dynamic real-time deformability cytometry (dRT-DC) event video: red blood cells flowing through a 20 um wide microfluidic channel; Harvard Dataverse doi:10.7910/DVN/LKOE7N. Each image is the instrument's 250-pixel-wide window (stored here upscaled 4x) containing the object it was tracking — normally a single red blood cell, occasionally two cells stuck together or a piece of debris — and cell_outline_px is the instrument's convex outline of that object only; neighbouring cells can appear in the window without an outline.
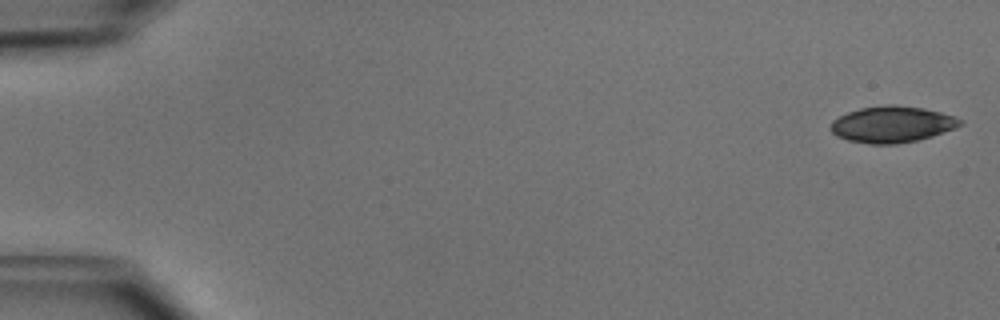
{"species": "common noctule bat (a hibernating species)", "species_latin": "Nyctalus noctula", "temperature_condition": "cold", "stored_images_in_passage": 50, "camera_frame_rate_fps": 3000, "um_per_image_px": 0.085, "animal": {"sex": "male", "body_mass_g": 15.6}, "frame": {"image": 1, "passage_image": 1, "time_ms": 0.0, "image_size_px": [1000, 320], "cell_outline_px": [[964, 124], [956, 128], [932, 136], [916, 140], [896, 144], [868, 144], [848, 140], [836, 136], [828, 128], [832, 120], [848, 112], [860, 108], [888, 104], [896, 104], [924, 108], [956, 116], [964, 120]], "centroid_in_image_um": [75.84, 10.56], "position_along_channel_um": 9.2, "area_um2": 27.74}}
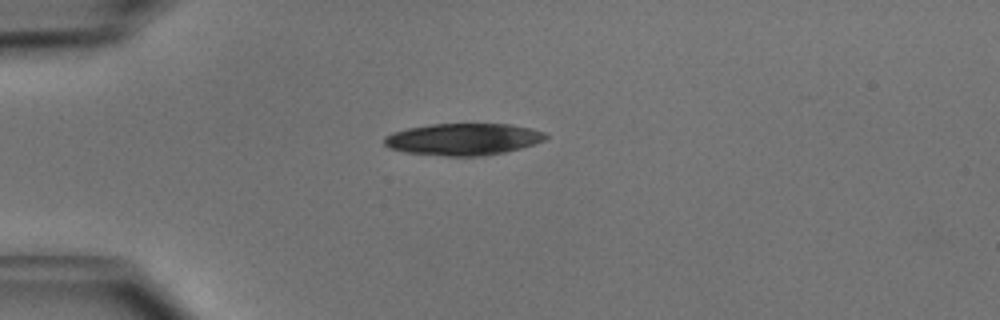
{"frame": {"image": 2, "passage_image": 13, "time_ms": 4.0, "image_size_px": [1000, 320], "cell_outline_px": [[548, 136], [544, 140], [520, 148], [504, 152], [484, 156], [444, 156], [404, 152], [388, 148], [384, 144], [384, 136], [392, 132], [408, 128], [432, 124], [512, 124], [544, 132]], "centroid_in_image_um": [39.33, 11.84], "position_along_channel_um": 45.7, "area_um2": 29.94}}